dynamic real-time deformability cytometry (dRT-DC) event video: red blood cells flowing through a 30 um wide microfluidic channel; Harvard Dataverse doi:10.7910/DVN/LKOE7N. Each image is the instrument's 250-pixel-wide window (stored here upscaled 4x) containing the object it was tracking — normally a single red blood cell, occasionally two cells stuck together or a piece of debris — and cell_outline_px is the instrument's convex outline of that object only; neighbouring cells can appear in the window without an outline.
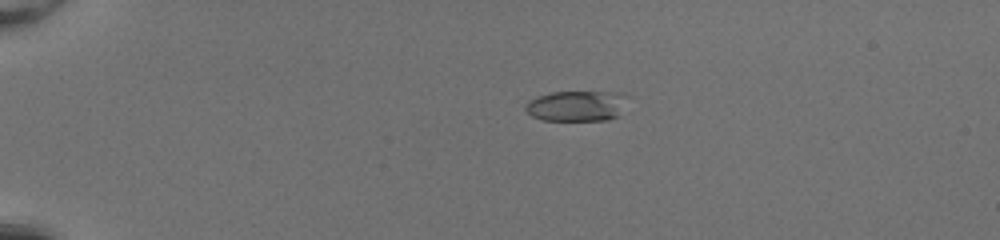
{"species": "common noctule bat (a hibernating species)", "species_latin": "Nyctalus noctula", "temperature_condition": "room temperature", "stored_images_in_passage": 40, "camera_frame_rate_fps": 3000, "um_per_image_px": 0.085, "animal": {"sex": "female", "body_mass_g": 20.0, "forearm_length_mm": 54.0}, "frame": {"image": 1, "passage_image": 1, "time_ms": 0.0, "image_size_px": [1000, 240], "cell_outline_px": [[632, 96], [620, 116], [608, 120], [544, 120], [532, 116], [524, 108], [524, 104], [528, 100], [536, 96], [552, 92], [624, 92]], "centroid_in_image_um": [49.12, 8.99], "position_along_channel_um": 35.9, "area_um2": 18.84}}
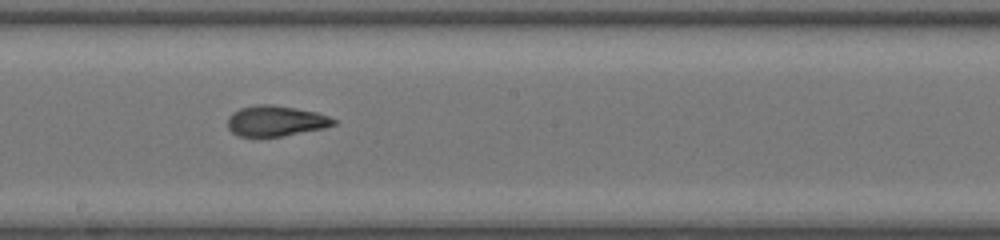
{"frame": {"image": 2, "passage_image": 20, "time_ms": 6.333, "image_size_px": [1000, 240], "cell_outline_px": [[340, 120], [336, 124], [324, 128], [280, 136], [240, 136], [232, 132], [228, 128], [228, 116], [232, 112], [240, 108], [256, 104], [272, 104], [296, 108], [316, 112]], "centroid_in_image_um": [23.45, 10.26], "position_along_channel_um": 224.8, "area_um2": 18.9}}
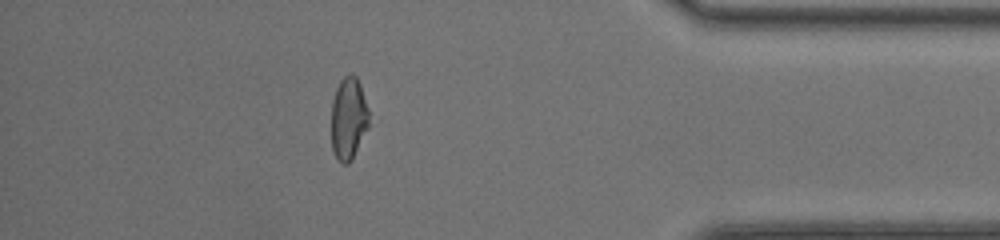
{"frame": {"image": 3, "passage_image": 35, "time_ms": 11.333, "image_size_px": [1000, 240], "cell_outline_px": [[368, 128], [352, 160], [348, 164], [340, 164], [332, 148], [332, 100], [336, 88], [340, 80], [344, 76], [356, 76], [360, 84], [368, 108]], "centroid_in_image_um": [29.62, 10.1], "position_along_channel_um": 405.6, "area_um2": 17.98}, "authors_computed_cell_mechanics": {"area_um2": 19.0451, "velocity_mm_per_s": 4.1805, "shape_relaxation_time_tau1_ms": 7.7007, "shape_relaxation_time_tau2_ms": 1.453, "deformation_change_tau1": 0.269, "deformation_change_tau2": 0.0867}}